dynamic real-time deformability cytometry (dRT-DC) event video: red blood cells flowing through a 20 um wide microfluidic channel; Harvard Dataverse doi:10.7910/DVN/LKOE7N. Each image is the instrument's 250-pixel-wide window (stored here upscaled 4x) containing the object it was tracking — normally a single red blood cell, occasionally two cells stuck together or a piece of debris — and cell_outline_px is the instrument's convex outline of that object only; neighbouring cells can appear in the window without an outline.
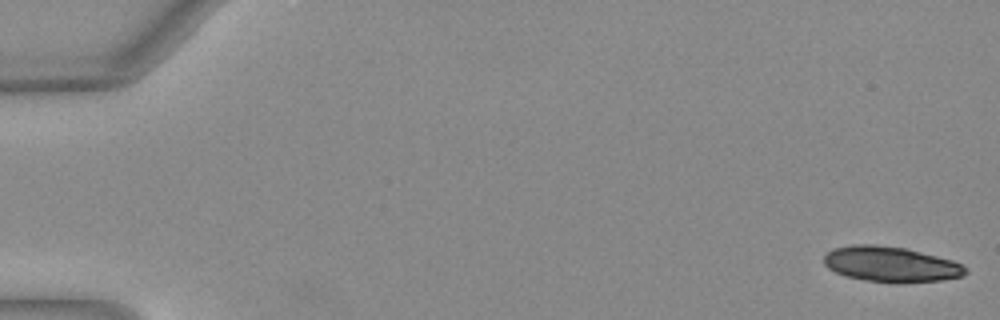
{"species": "Egyptian fruit bat (a non-hibernating species)", "species_latin": "Rousettus aegyptiacus", "temperature_condition": "warm", "stored_images_in_passage": 51, "segment_of_instrument_passage": [1, 2], "camera_frame_rate_fps": 3000, "um_per_image_px": 0.085, "animal": {"sex": "female"}, "frame": {"image": 1, "passage_image": 1, "time_ms": 0.0, "image_size_px": [1000, 320], "cell_outline_px": [[968, 272], [964, 276], [940, 280], [896, 284], [864, 280], [844, 276], [828, 268], [824, 264], [824, 256], [832, 248], [852, 244], [876, 244], [904, 248], [952, 260], [968, 268]], "centroid_in_image_um": [75.7, 22.47], "position_along_channel_um": 9.3, "area_um2": 29.48}}
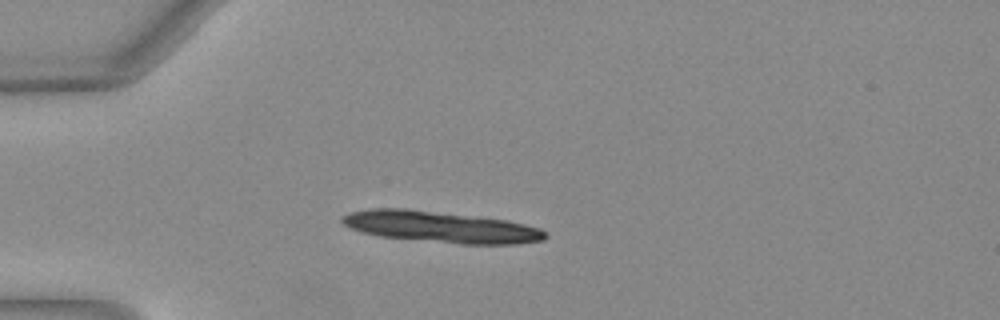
{"frame": {"image": 2, "passage_image": 14, "time_ms": 4.333, "image_size_px": [1000, 320], "cell_outline_px": [[548, 236], [544, 240], [512, 244], [460, 244], [380, 236], [364, 232], [352, 228], [344, 224], [340, 220], [340, 216], [348, 212], [372, 208], [404, 208], [508, 220], [540, 228], [548, 232]], "centroid_in_image_um": [37.48, 19.28], "position_along_channel_um": 47.5, "area_um2": 36.93}}